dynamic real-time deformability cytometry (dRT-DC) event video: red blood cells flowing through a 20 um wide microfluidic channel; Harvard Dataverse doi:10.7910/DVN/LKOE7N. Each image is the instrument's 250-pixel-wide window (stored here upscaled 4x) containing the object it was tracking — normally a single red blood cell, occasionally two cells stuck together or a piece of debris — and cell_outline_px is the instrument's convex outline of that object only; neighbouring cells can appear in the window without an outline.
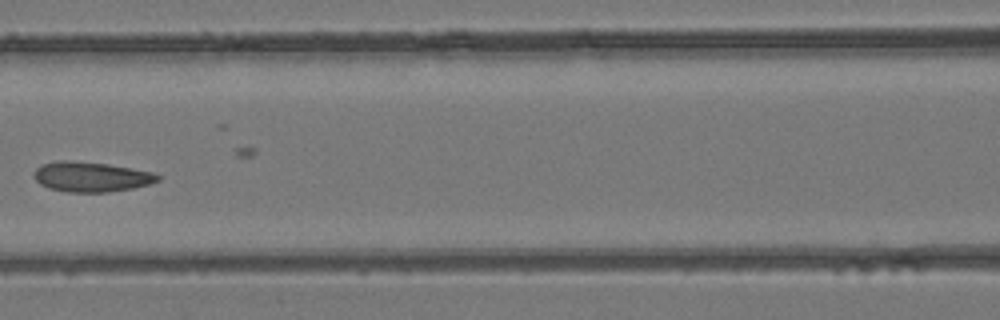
{"species": "common noctule bat (a hibernating species)", "species_latin": "Nyctalus noctula", "temperature_condition": "room temperature", "stored_images_in_passage": 4, "camera_frame_rate_fps": 3000, "um_per_image_px": 0.085, "animal": {"sex": "female", "body_mass_g": 24.6, "forearm_length_mm": 56.2}, "frame": {"image": 1, "passage_image": 4, "time_ms": 3.667, "image_size_px": [1000, 320], "cell_outline_px": [[160, 180], [152, 184], [132, 188], [108, 192], [68, 192], [48, 188], [40, 184], [32, 176], [36, 168], [40, 164], [60, 160], [68, 160], [108, 164], [152, 172], [160, 176]], "centroid_in_image_um": [7.73, 15.03], "position_along_channel_um": 158.9, "area_um2": 21.73}}